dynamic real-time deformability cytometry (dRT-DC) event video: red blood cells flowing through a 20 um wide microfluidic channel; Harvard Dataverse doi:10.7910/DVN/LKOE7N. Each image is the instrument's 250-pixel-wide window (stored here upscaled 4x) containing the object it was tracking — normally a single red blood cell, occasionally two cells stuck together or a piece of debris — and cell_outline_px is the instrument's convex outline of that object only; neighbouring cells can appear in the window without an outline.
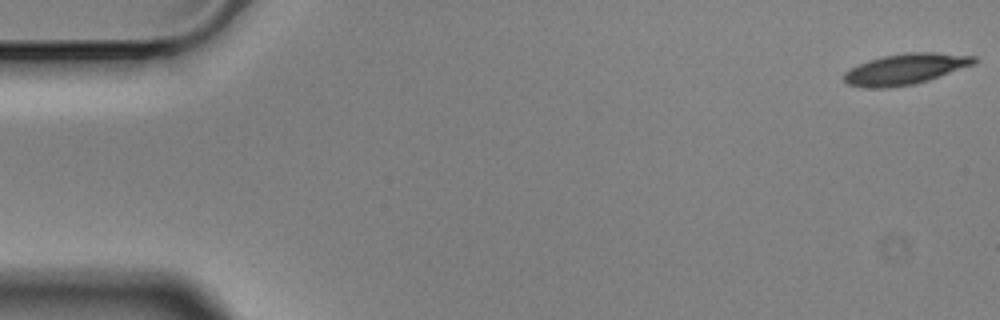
{"species": "Egyptian fruit bat (a non-hibernating species)", "species_latin": "Rousettus aegyptiacus", "temperature_condition": "cold", "stored_images_in_passage": 4, "camera_frame_rate_fps": 3000, "um_per_image_px": 0.085, "animal": {"sex": "male"}, "frame": {"image": 1, "passage_image": 1, "time_ms": 0.0, "image_size_px": [1000, 320], "cell_outline_px": [[976, 64], [928, 80], [912, 84], [888, 88], [872, 88], [848, 84], [844, 80], [844, 72], [868, 60], [880, 56], [904, 52], [936, 52], [976, 56]], "centroid_in_image_um": [76.99, 5.85], "position_along_channel_um": 8.0, "area_um2": 23.35}}
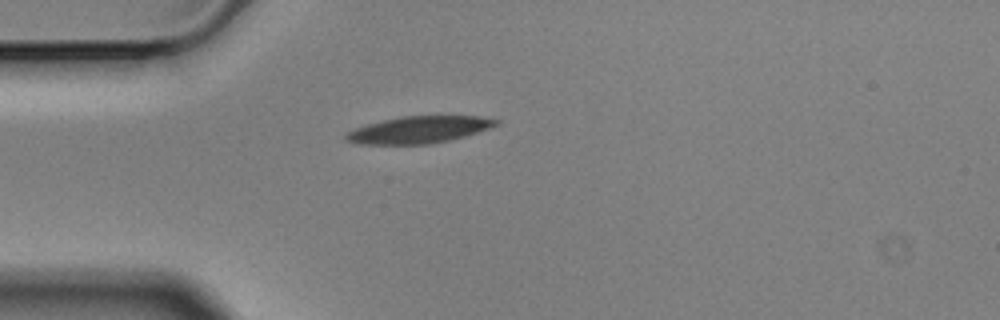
{"frame": {"image": 2, "passage_image": 4, "time_ms": 1.0, "image_size_px": [1000, 320], "cell_outline_px": [[500, 124], [464, 136], [448, 140], [428, 144], [356, 144], [344, 140], [344, 136], [348, 132], [356, 128], [368, 124], [400, 116], [480, 116], [500, 120]], "centroid_in_image_um": [35.59, 11.02], "position_along_channel_um": 49.4, "area_um2": 23.35}}